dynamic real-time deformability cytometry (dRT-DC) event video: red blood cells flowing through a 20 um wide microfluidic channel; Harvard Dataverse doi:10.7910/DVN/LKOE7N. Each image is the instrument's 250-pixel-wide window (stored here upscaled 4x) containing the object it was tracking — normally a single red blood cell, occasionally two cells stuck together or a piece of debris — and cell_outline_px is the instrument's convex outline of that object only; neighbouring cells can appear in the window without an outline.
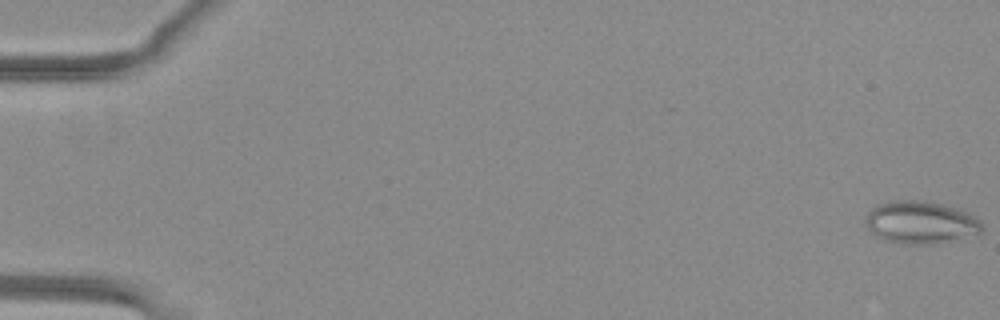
{"species": "common noctule bat (a hibernating species)", "species_latin": "Nyctalus noctula", "temperature_condition": "warm", "stored_images_in_passage": 53, "camera_frame_rate_fps": 3000, "um_per_image_px": 0.085, "animal": {"sex": "female", "body_mass_g": 29.2, "forearm_length_mm": 56.3}, "frame": {"image": 1, "passage_image": 1, "time_ms": 0.0, "image_size_px": [1000, 320], "cell_outline_px": [[984, 228], [980, 232], [932, 244], [904, 244], [884, 240], [876, 236], [868, 228], [864, 220], [868, 212], [872, 208], [880, 204], [896, 200], [932, 200], [956, 208], [976, 216], [984, 224]], "centroid_in_image_um": [78.25, 18.88], "position_along_channel_um": 6.8, "area_um2": 28.84}}
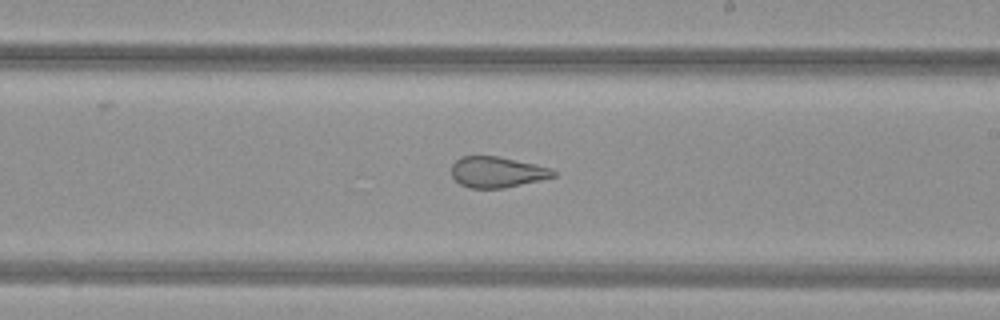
{"frame": {"image": 2, "passage_image": 32, "time_ms": 10.333, "image_size_px": [1000, 320], "cell_outline_px": [[556, 176], [540, 180], [504, 188], [468, 188], [460, 184], [452, 176], [452, 164], [460, 156], [500, 156], [552, 168], [556, 172]], "centroid_in_image_um": [42.25, 14.62], "position_along_channel_um": 246.7, "area_um2": 18.38}}
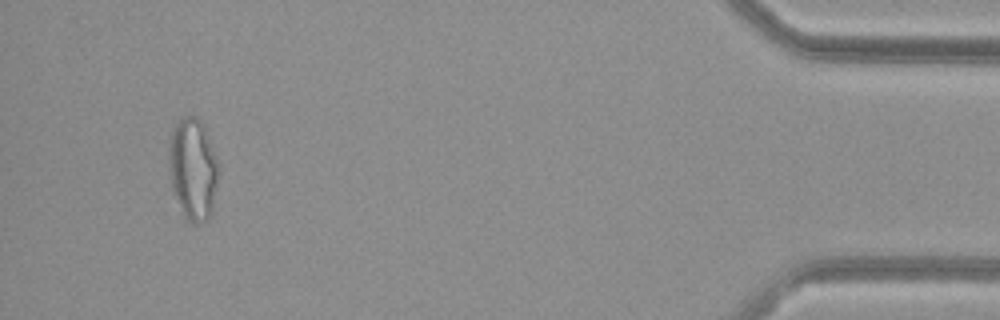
{"frame": {"image": 3, "passage_image": 50, "time_ms": 16.333, "image_size_px": [1000, 320], "cell_outline_px": [[220, 164], [212, 212], [208, 220], [196, 224], [192, 224], [184, 216], [172, 192], [168, 168], [168, 140], [176, 124], [184, 116], [196, 116], [204, 124]], "centroid_in_image_um": [16.4, 14.37], "position_along_channel_um": 418.8, "area_um2": 30.23}, "authors_computed_cell_mechanics": {"area_um2": 26.0678, "velocity_mm_per_s": 4.0572, "shape_relaxation_time_tau1_ms": null, "shape_relaxation_time_tau2_ms": 1.1247, "deformation_change_tau1": null, "deformation_change_tau2": 0.0881}}